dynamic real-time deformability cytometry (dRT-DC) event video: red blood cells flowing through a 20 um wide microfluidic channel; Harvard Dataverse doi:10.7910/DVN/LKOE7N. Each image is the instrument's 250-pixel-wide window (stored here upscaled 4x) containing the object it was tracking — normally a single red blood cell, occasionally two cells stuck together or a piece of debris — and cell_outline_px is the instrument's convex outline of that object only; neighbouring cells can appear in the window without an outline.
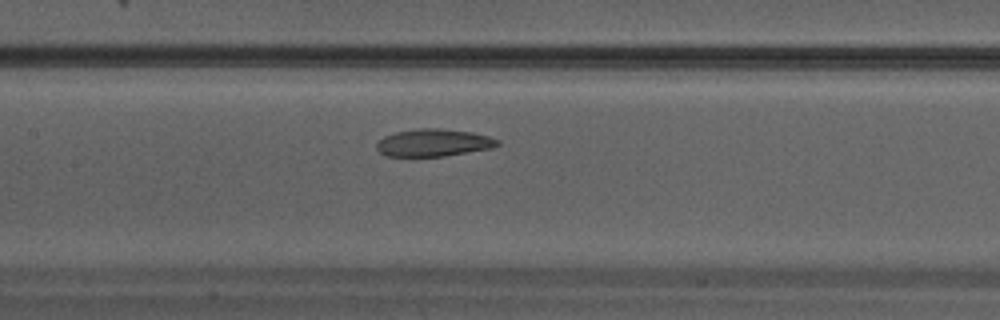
{"species": "Egyptian fruit bat (a non-hibernating species)", "species_latin": "Rousettus aegyptiacus", "temperature_condition": "warm", "stored_images_in_passage": 14, "camera_frame_rate_fps": 3000, "um_per_image_px": 0.085, "animal": {"sex": "male"}, "frame": {"image": 1, "passage_image": 7, "time_ms": 2.0, "image_size_px": [1000, 320], "cell_outline_px": [[500, 144], [492, 148], [444, 156], [384, 156], [376, 148], [376, 144], [384, 136], [396, 132], [420, 128], [440, 128], [472, 132], [488, 136], [500, 140]], "centroid_in_image_um": [36.86, 12.13], "position_along_channel_um": 170.5, "area_um2": 19.31}}
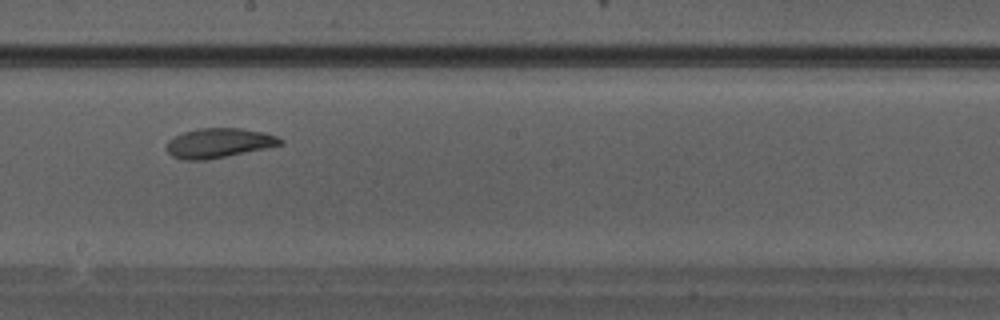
{"frame": {"image": 2, "passage_image": 10, "time_ms": 3.0, "image_size_px": [1000, 320], "cell_outline_px": [[284, 144], [204, 160], [184, 160], [172, 156], [168, 152], [168, 140], [184, 132], [200, 128], [240, 128], [264, 132], [276, 136], [284, 140]], "centroid_in_image_um": [18.61, 12.14], "position_along_channel_um": 229.6, "area_um2": 19.25}}
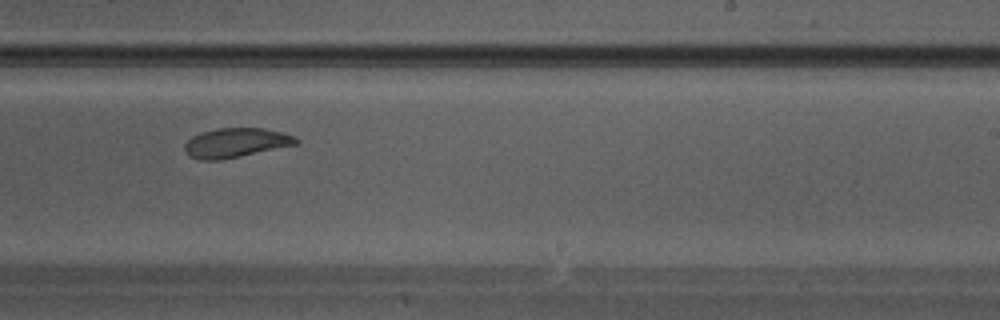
{"frame": {"image": 3, "passage_image": 12, "time_ms": 3.667, "image_size_px": [1000, 320], "cell_outline_px": [[300, 140], [296, 144], [240, 156], [220, 160], [200, 160], [188, 156], [184, 152], [184, 144], [192, 136], [216, 128], [264, 128], [296, 136]], "centroid_in_image_um": [20.01, 12.14], "position_along_channel_um": 269.0, "area_um2": 19.02}}